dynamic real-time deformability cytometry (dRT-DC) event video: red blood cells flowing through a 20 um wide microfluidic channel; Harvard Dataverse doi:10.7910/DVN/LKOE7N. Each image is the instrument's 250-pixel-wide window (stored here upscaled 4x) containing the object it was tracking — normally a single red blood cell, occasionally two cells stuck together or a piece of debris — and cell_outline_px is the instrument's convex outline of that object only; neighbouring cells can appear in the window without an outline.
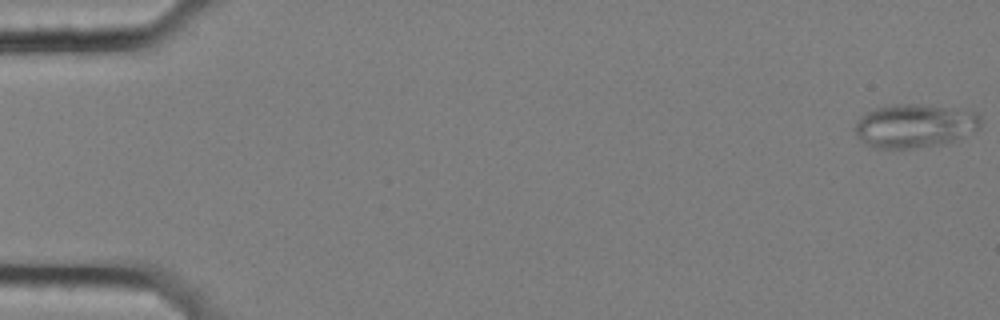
{"species": "common noctule bat (a hibernating species)", "species_latin": "Nyctalus noctula", "temperature_condition": "cold", "stored_images_in_passage": 58, "camera_frame_rate_fps": 3000, "um_per_image_px": 0.085, "animal": {"sex": "female", "body_mass_g": 25.1}, "frame": {"image": 1, "passage_image": 1, "time_ms": 0.0, "image_size_px": [1000, 320], "cell_outline_px": [[980, 128], [948, 144], [912, 148], [880, 148], [864, 144], [860, 140], [852, 128], [860, 116], [876, 108], [896, 104], [912, 104], [964, 108], [976, 112], [980, 116]], "centroid_in_image_um": [77.77, 10.69], "position_along_channel_um": 7.2, "area_um2": 32.37}}
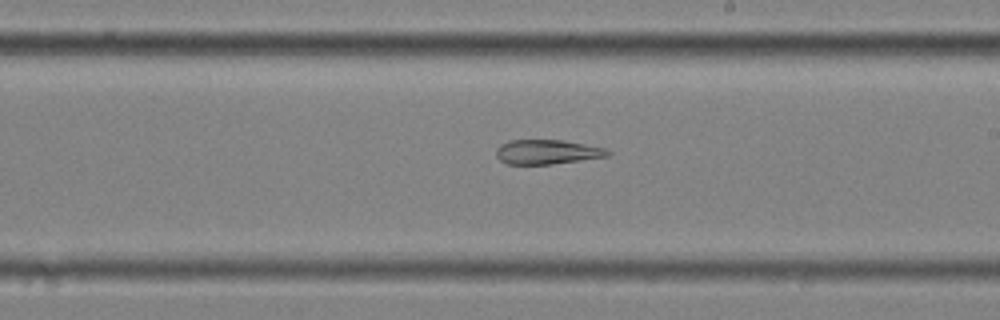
{"frame": {"image": 2, "passage_image": 34, "time_ms": 11.0, "image_size_px": [1000, 320], "cell_outline_px": [[612, 152], [608, 156], [552, 164], [508, 164], [500, 160], [496, 156], [496, 148], [500, 144], [508, 140], [560, 140], [608, 148]], "centroid_in_image_um": [46.5, 12.91], "position_along_channel_um": 242.5, "area_um2": 15.95}}
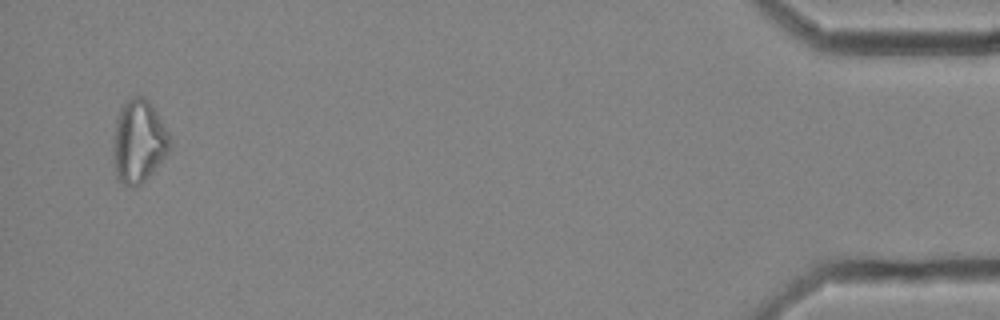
{"frame": {"image": 3, "passage_image": 56, "time_ms": 18.333, "image_size_px": [1000, 320], "cell_outline_px": [[172, 140], [168, 152], [152, 172], [140, 184], [132, 188], [128, 188], [116, 180], [112, 160], [112, 148], [116, 120], [120, 108], [132, 96], [144, 96], [148, 100], [160, 116]], "centroid_in_image_um": [11.76, 12.05], "position_along_channel_um": 423.4, "area_um2": 27.8}, "authors_computed_cell_mechanics": {"area_um2": 22.831, "velocity_mm_per_s": 3.533, "shape_relaxation_time_tau1_ms": null, "shape_relaxation_time_tau2_ms": 9.9313, "deformation_change_tau1": null, "deformation_change_tau2": 0.2028}}